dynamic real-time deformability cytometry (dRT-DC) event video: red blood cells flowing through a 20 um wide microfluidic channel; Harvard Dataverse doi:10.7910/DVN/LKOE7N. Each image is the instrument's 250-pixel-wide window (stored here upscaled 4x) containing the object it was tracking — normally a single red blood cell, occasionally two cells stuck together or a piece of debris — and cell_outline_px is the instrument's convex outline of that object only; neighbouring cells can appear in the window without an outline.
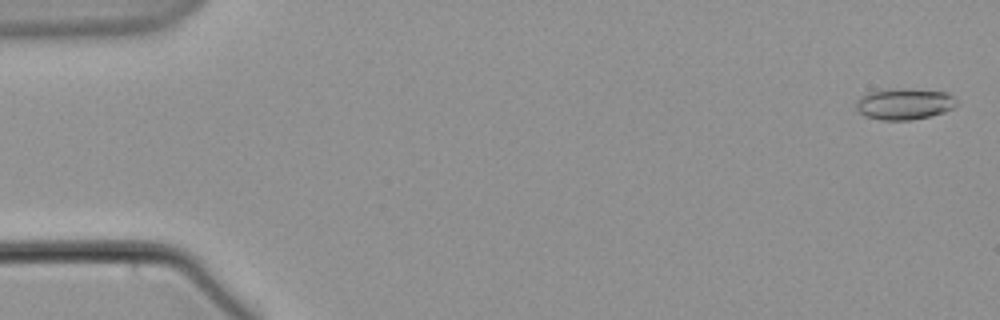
{"species": "common noctule bat (a hibernating species)", "species_latin": "Nyctalus noctula", "temperature_condition": "warm", "stored_images_in_passage": 8, "camera_frame_rate_fps": 3000, "um_per_image_px": 0.085, "animal": {"sex": "male", "body_mass_g": 21.5, "forearm_length_mm": 52.0}, "frame": {"image": 1, "passage_image": 1, "time_ms": 0.0, "image_size_px": [1000, 320], "cell_outline_px": [[960, 104], [944, 112], [912, 120], [880, 120], [864, 116], [856, 108], [856, 100], [860, 96], [868, 92], [892, 88], [904, 88], [948, 92]], "centroid_in_image_um": [76.86, 8.82], "position_along_channel_um": 8.1, "area_um2": 18.55}}
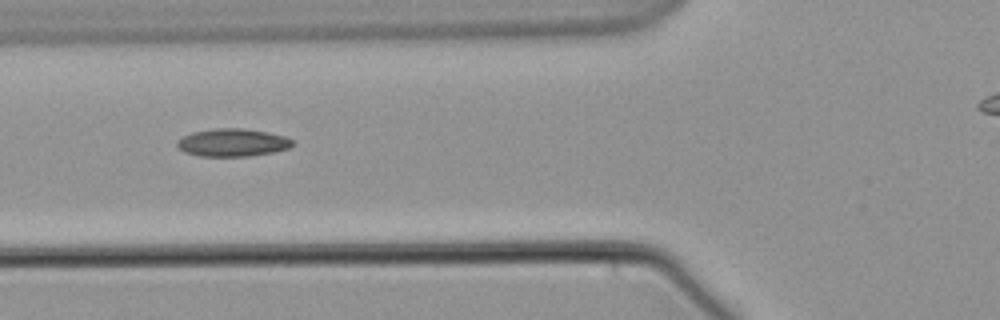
{"frame": {"image": 2, "passage_image": 7, "time_ms": 7.333, "image_size_px": [1000, 320], "cell_outline_px": [[292, 144], [288, 148], [272, 152], [248, 156], [200, 156], [184, 152], [176, 148], [176, 140], [192, 132], [216, 128], [244, 128], [268, 132], [284, 136], [292, 140]], "centroid_in_image_um": [19.7, 12.11], "position_along_channel_um": 106.1, "area_um2": 18.67}}